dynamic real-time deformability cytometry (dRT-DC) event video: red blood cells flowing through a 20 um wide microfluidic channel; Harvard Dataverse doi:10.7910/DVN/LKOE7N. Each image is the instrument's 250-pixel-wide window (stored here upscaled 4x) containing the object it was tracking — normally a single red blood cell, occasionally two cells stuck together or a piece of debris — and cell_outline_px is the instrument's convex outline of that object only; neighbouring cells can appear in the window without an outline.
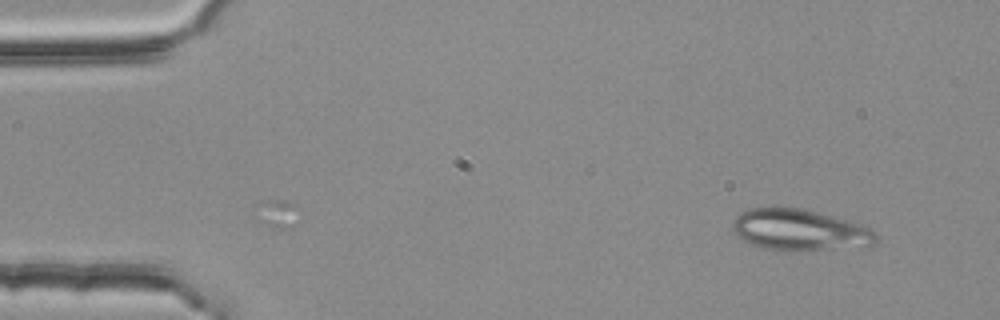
{"species": "common noctule bat (a hibernating species)", "species_latin": "Nyctalus noctula", "temperature_condition": "room temperature", "stored_images_in_passage": 2, "camera_frame_rate_fps": 3000, "um_per_image_px": 0.085, "animal": {"sex": "female", "body_mass_g": 25.1}, "frame": {"image": 1, "passage_image": 2, "time_ms": 0.333, "image_size_px": [1000, 320], "cell_outline_px": [[876, 240], [872, 244], [824, 248], [764, 248], [752, 244], [736, 236], [732, 228], [732, 224], [736, 216], [740, 212], [748, 208], [776, 204], [800, 208], [816, 212], [844, 220], [868, 228], [876, 232]], "centroid_in_image_um": [67.8, 19.45], "position_along_channel_um": 17.2, "area_um2": 33.41}}